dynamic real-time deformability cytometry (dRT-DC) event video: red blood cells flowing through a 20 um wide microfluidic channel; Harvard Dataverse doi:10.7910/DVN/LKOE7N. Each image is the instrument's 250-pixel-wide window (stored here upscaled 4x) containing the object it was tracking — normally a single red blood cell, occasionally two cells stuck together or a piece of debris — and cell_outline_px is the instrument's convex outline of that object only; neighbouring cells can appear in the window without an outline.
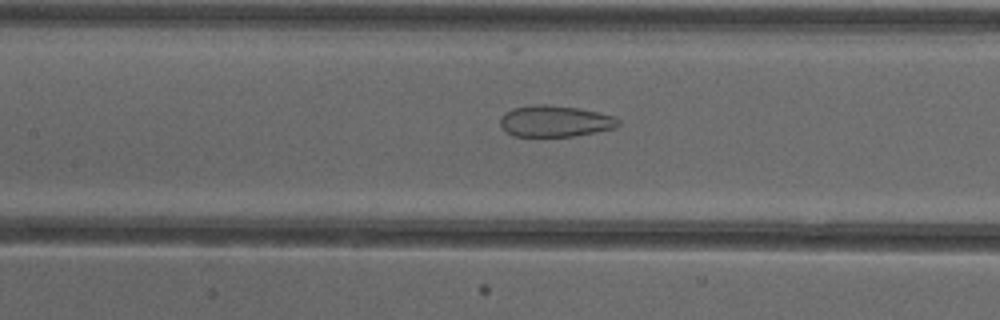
{"species": "common noctule bat (a hibernating species)", "species_latin": "Nyctalus noctula", "temperature_condition": "cold", "stored_images_in_passage": 52, "camera_frame_rate_fps": 3000, "um_per_image_px": 0.085, "animal": {"sex": "female"}, "frame": {"image": 1, "passage_image": 24, "time_ms": 7.667, "image_size_px": [1000, 320], "cell_outline_px": [[620, 124], [616, 128], [596, 132], [572, 136], [512, 136], [500, 124], [500, 120], [504, 112], [512, 108], [540, 104], [544, 104], [580, 108], [612, 116], [620, 120]], "centroid_in_image_um": [47.18, 10.3], "position_along_channel_um": 160.2, "area_um2": 21.44}}
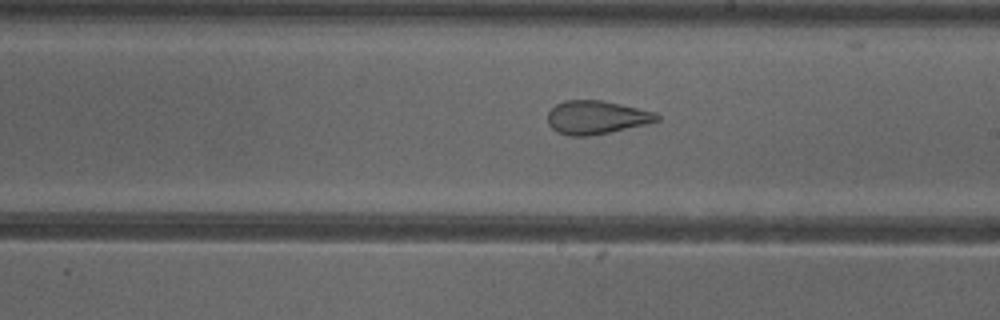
{"frame": {"image": 2, "passage_image": 30, "time_ms": 9.667, "image_size_px": [1000, 320], "cell_outline_px": [[660, 120], [648, 124], [588, 136], [568, 136], [556, 132], [548, 124], [548, 112], [556, 104], [564, 100], [600, 100], [620, 104], [656, 112], [660, 116]], "centroid_in_image_um": [50.69, 9.98], "position_along_channel_um": 238.3, "area_um2": 21.33}}
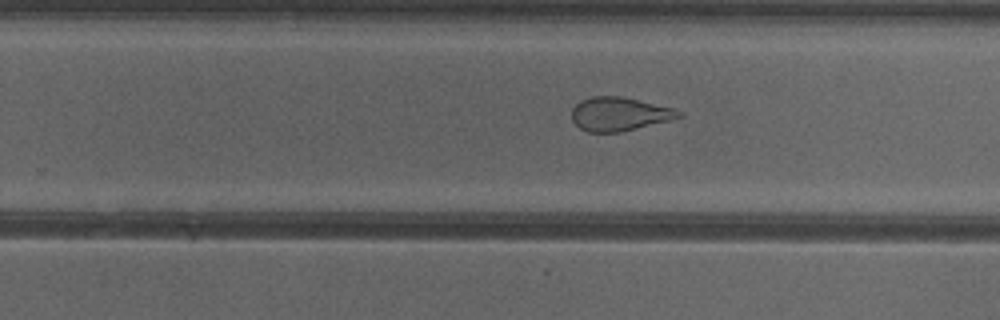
{"frame": {"image": 3, "passage_image": 33, "time_ms": 10.667, "image_size_px": [1000, 320], "cell_outline_px": [[684, 116], [672, 120], [620, 132], [588, 132], [580, 128], [572, 120], [572, 108], [580, 100], [592, 96], [620, 96], [672, 108], [680, 112]], "centroid_in_image_um": [52.62, 9.69], "position_along_channel_um": 277.2, "area_um2": 20.87}, "authors_computed_cell_mechanics": {"area_um2": 27.9463, "velocity_mm_per_s": 3.904, "shape_relaxation_time_tau1_ms": null, "shape_relaxation_time_tau2_ms": 1.4059, "deformation_change_tau1": null, "deformation_change_tau2": 0.1018}}